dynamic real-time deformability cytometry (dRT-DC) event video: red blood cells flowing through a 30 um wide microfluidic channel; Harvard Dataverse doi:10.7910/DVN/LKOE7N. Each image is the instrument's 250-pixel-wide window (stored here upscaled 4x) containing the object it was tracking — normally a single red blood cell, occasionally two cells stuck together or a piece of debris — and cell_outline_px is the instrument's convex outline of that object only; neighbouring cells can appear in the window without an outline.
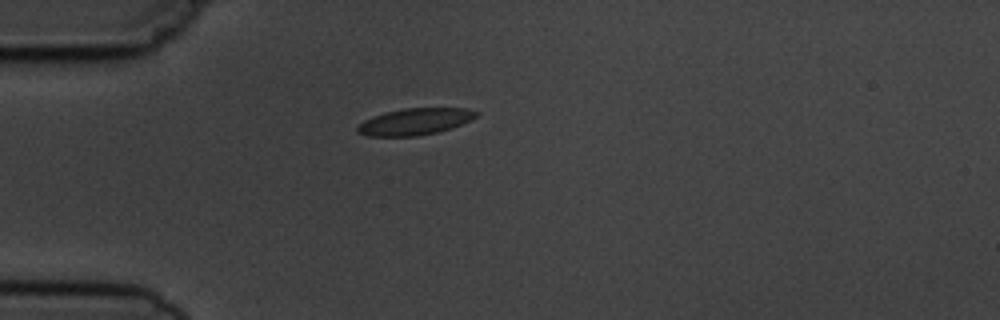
{"species": "common noctule bat (a hibernating species)", "species_latin": "Nyctalus noctula", "temperature_condition": "cold", "stored_images_in_passage": 3, "camera_frame_rate_fps": 3000, "um_per_image_px": 0.085, "animal": {"sex": "male", "body_mass_g": 19.5, "forearm_length_mm": 54.6}, "frame": {"image": 1, "passage_image": 2, "time_ms": 1.0, "image_size_px": [1000, 320], "cell_outline_px": [[480, 112], [472, 120], [452, 128], [436, 132], [416, 136], [368, 136], [356, 132], [356, 128], [364, 120], [372, 116], [384, 112], [404, 108], [468, 108]], "centroid_in_image_um": [35.28, 10.33], "position_along_channel_um": 49.7, "area_um2": 18.55}}